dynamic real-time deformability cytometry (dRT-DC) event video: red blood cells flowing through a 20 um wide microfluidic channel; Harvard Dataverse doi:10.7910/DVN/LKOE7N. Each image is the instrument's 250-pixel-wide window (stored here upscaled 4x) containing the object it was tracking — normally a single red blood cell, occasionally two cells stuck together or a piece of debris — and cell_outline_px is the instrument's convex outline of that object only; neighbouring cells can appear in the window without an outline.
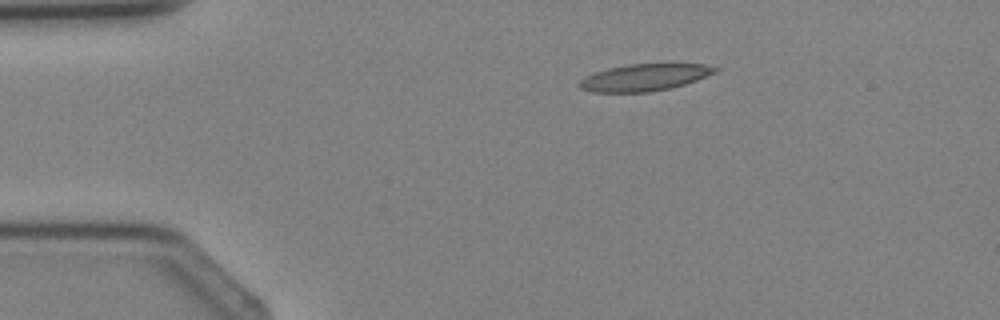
{"species": "Egyptian fruit bat (a non-hibernating species)", "species_latin": "Rousettus aegyptiacus", "temperature_condition": "cold", "stored_images_in_passage": 2, "camera_frame_rate_fps": 3000, "um_per_image_px": 0.085, "animal": {"sex": "female"}, "frame": {"image": 1, "passage_image": 1, "time_ms": 0.0, "image_size_px": [1000, 320], "cell_outline_px": [[720, 68], [716, 72], [696, 80], [672, 88], [648, 92], [592, 92], [580, 88], [576, 84], [584, 76], [608, 68], [628, 64], [704, 64]], "centroid_in_image_um": [54.75, 6.58], "position_along_channel_um": 30.3, "area_um2": 21.27}}